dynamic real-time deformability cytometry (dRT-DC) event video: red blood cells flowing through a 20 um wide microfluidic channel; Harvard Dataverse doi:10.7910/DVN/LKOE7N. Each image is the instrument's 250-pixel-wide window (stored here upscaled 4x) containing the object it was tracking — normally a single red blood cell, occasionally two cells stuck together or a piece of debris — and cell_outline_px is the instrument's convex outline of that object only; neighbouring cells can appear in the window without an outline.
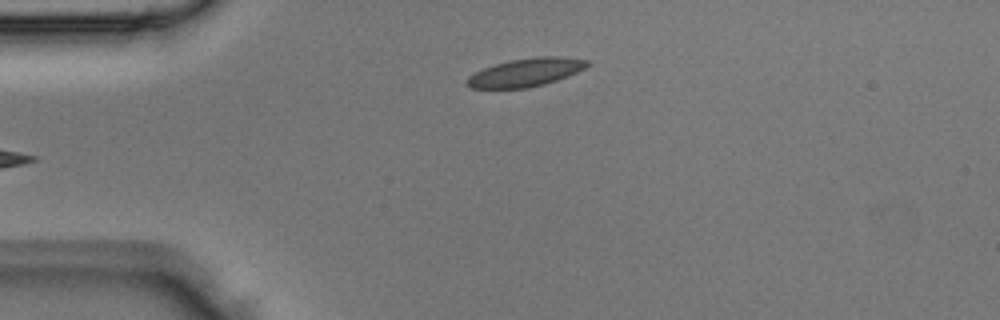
{"species": "Egyptian fruit bat (a non-hibernating species)", "species_latin": "Rousettus aegyptiacus", "temperature_condition": "room temperature", "stored_images_in_passage": 3, "camera_frame_rate_fps": 3000, "um_per_image_px": 0.085, "animal": {"sex": "male"}, "frame": {"image": 1, "passage_image": 3, "time_ms": 0.667, "image_size_px": [1000, 320], "cell_outline_px": [[588, 64], [584, 68], [576, 72], [556, 80], [544, 84], [528, 88], [468, 88], [464, 84], [468, 76], [484, 68], [496, 64], [512, 60], [536, 56], [560, 56], [588, 60]], "centroid_in_image_um": [44.65, 6.16], "position_along_channel_um": 40.4, "area_um2": 19.59}}